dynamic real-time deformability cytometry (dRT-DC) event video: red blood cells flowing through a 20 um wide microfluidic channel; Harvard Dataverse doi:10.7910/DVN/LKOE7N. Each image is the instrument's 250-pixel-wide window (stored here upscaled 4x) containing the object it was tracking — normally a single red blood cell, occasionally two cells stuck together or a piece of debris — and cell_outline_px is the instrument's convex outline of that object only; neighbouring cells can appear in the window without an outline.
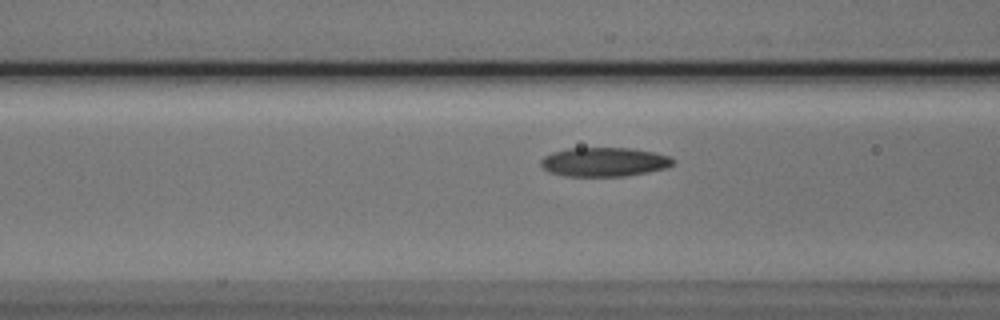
{"species": "Egyptian fruit bat (a non-hibernating species)", "species_latin": "Rousettus aegyptiacus", "temperature_condition": "cold", "stored_images_in_passage": 12, "camera_frame_rate_fps": 3000, "um_per_image_px": 0.085, "animal": {"sex": "male"}, "frame": {"image": 1, "passage_image": 10, "time_ms": 3.0, "image_size_px": [1000, 320], "cell_outline_px": [[676, 164], [668, 168], [648, 172], [624, 176], [564, 176], [548, 172], [540, 164], [540, 160], [544, 156], [552, 152], [568, 148], [632, 148], [672, 156], [676, 160]], "centroid_in_image_um": [51.4, 13.76], "position_along_channel_um": 115.2, "area_um2": 22.72}}